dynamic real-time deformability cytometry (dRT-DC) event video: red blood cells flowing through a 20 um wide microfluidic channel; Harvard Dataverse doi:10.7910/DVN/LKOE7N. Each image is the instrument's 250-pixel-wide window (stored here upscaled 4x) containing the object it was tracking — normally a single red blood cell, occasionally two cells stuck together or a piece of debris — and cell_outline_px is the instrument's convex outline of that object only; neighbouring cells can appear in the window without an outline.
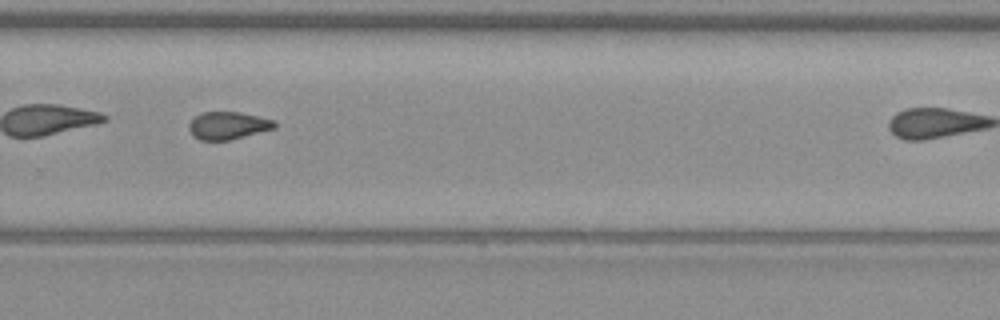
{"species": "common noctule bat (a hibernating species)", "species_latin": "Nyctalus noctula", "temperature_condition": "warm", "stored_images_in_passage": 27, "camera_frame_rate_fps": 3000, "um_per_image_px": 0.085, "animal": {"sex": "female", "body_mass_g": 19.3, "forearm_length_mm": 54.1}, "frame": {"image": 1, "passage_image": 20, "time_ms": 6.333, "image_size_px": [1000, 320], "cell_outline_px": [[276, 128], [228, 140], [200, 140], [192, 136], [188, 128], [188, 124], [196, 116], [204, 112], [240, 112], [276, 120]], "centroid_in_image_um": [19.38, 10.67], "position_along_channel_um": 310.4, "area_um2": 13.76}}